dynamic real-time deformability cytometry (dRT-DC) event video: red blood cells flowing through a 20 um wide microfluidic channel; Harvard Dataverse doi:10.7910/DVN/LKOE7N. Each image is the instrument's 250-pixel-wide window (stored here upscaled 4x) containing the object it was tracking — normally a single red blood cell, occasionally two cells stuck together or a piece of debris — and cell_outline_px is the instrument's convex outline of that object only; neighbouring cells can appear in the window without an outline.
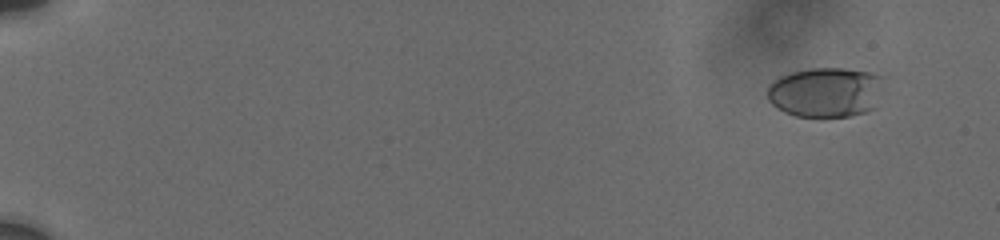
{"species": "human", "species_latin": "Homo sapiens", "temperature_condition": "cold", "stored_images_in_passage": 57, "camera_frame_rate_fps": 3000, "um_per_image_px": 0.085, "donor": {"sex": "male"}, "frame": {"image": 1, "passage_image": 3, "time_ms": 1.333, "image_size_px": [1000, 240], "cell_outline_px": [[884, 76], [876, 108], [852, 116], [796, 116], [784, 112], [772, 104], [768, 100], [768, 84], [772, 80], [780, 76], [792, 72], [812, 68], [844, 68], [868, 72]], "centroid_in_image_um": [70.19, 7.83], "position_along_channel_um": 14.8, "area_um2": 34.04}}
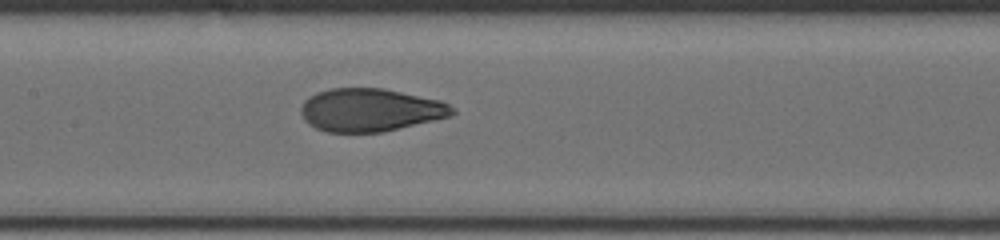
{"frame": {"image": 2, "passage_image": 33, "time_ms": 10.333, "image_size_px": [1000, 240], "cell_outline_px": [[456, 112], [452, 116], [384, 132], [328, 132], [316, 128], [308, 124], [304, 120], [300, 112], [300, 108], [304, 100], [316, 92], [332, 88], [384, 88], [440, 100], [456, 108]], "centroid_in_image_um": [31.48, 9.35], "position_along_channel_um": 175.9, "area_um2": 38.21}}
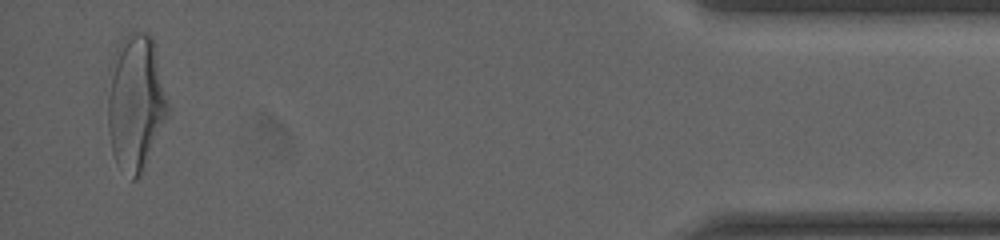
{"frame": {"image": 3, "passage_image": 57, "time_ms": 18.667, "image_size_px": [1000, 240], "cell_outline_px": [[168, 116], [136, 180], [132, 180], [116, 164], [112, 152], [108, 128], [108, 96], [112, 56], [116, 48], [124, 36], [132, 28], [148, 32], [152, 36], [168, 104]], "centroid_in_image_um": [11.5, 8.64], "position_along_channel_um": 423.7, "area_um2": 47.4}, "authors_computed_cell_mechanics": {"area_um2": 38.148, "velocity_mm_per_s": 3.7441, "shape_relaxation_time_tau1_ms": 4.9013, "shape_relaxation_time_tau2_ms": 0.8869, "deformation_change_tau1": 0.1949, "deformation_change_tau2": 0.0647}}